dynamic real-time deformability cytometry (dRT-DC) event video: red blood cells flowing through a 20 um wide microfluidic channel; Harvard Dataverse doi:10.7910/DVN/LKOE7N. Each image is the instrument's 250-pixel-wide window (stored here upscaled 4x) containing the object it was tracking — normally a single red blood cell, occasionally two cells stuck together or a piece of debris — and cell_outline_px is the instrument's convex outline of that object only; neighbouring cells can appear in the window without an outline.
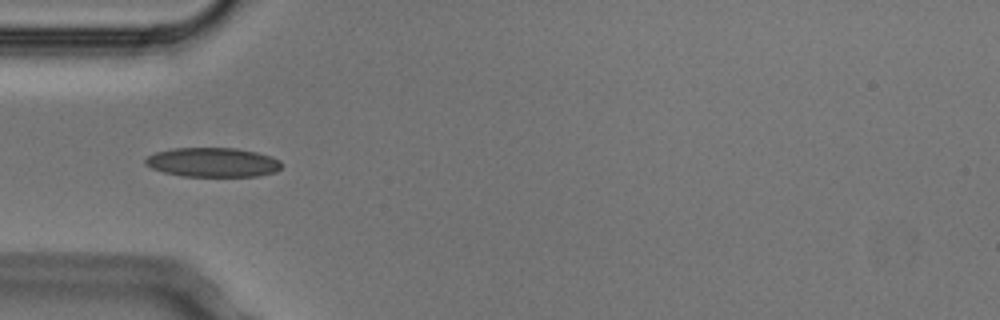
{"species": "Egyptian fruit bat (a non-hibernating species)", "species_latin": "Rousettus aegyptiacus", "temperature_condition": "cold", "stored_images_in_passage": 3, "camera_frame_rate_fps": 3000, "um_per_image_px": 0.085, "animal": {"sex": "male"}, "frame": {"image": 1, "passage_image": 2, "time_ms": 0.333, "image_size_px": [1000, 320], "cell_outline_px": [[284, 164], [276, 172], [256, 176], [184, 176], [164, 172], [152, 168], [144, 164], [144, 160], [148, 156], [156, 152], [172, 148], [236, 148], [256, 152], [272, 156], [280, 160]], "centroid_in_image_um": [18.11, 13.79], "position_along_channel_um": 66.9, "area_um2": 23.35}}
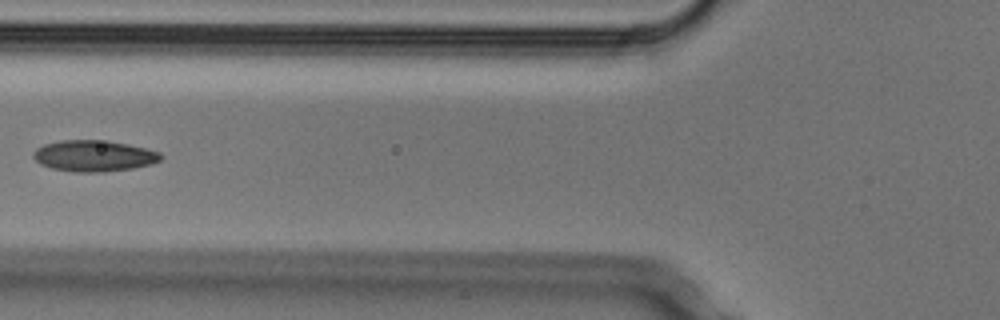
{"frame": {"image": 2, "passage_image": 3, "time_ms": 0.667, "image_size_px": [1000, 320], "cell_outline_px": [[164, 156], [160, 160], [152, 164], [132, 168], [100, 172], [76, 172], [52, 168], [40, 164], [32, 156], [32, 152], [36, 148], [44, 144], [60, 140], [108, 140], [128, 144], [160, 152]], "centroid_in_image_um": [7.97, 13.24], "position_along_channel_um": 117.8, "area_um2": 23.24}}